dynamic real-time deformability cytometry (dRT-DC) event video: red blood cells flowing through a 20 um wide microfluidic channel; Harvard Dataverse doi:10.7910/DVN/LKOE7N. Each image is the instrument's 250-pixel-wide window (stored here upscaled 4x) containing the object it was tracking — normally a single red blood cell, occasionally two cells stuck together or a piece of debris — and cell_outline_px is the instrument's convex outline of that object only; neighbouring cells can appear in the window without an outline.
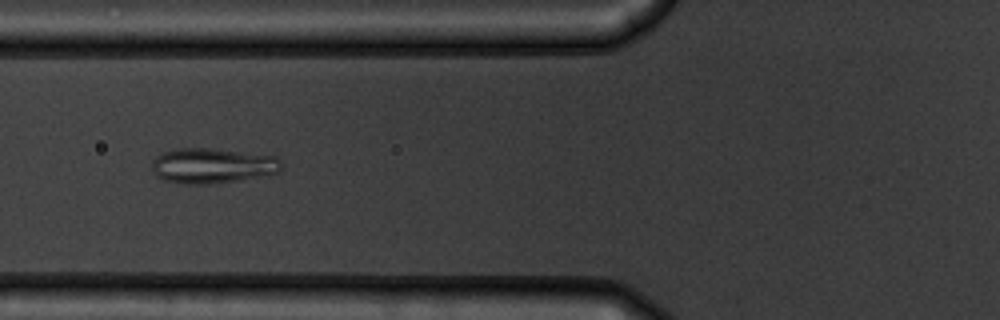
{"species": "common noctule bat (a hibernating species)", "species_latin": "Nyctalus noctula", "temperature_condition": "warm", "stored_images_in_passage": 46, "camera_frame_rate_fps": 3000, "um_per_image_px": 0.085, "animal": {"sex": "male", "body_mass_g": 19.5, "forearm_length_mm": 54.6}, "frame": {"image": 1, "passage_image": 13, "time_ms": 4.0, "image_size_px": [1000, 320], "cell_outline_px": [[280, 168], [276, 172], [240, 180], [212, 184], [184, 184], [164, 180], [156, 176], [152, 168], [152, 160], [156, 156], [164, 152], [180, 148], [208, 148], [276, 156], [280, 160]], "centroid_in_image_um": [17.99, 14.09], "position_along_channel_um": 107.8, "area_um2": 26.3}}
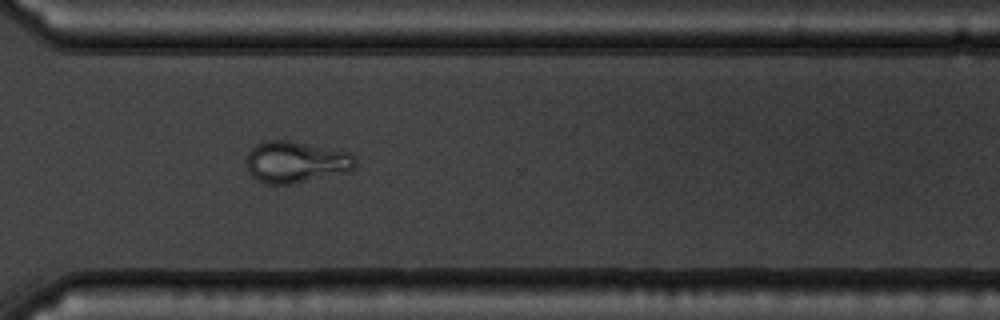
{"frame": {"image": 2, "passage_image": 32, "time_ms": 10.333, "image_size_px": [1000, 320], "cell_outline_px": [[356, 164], [348, 172], [292, 184], [268, 184], [252, 176], [244, 160], [248, 152], [256, 144], [268, 140], [288, 140], [348, 152], [356, 160]], "centroid_in_image_um": [25.12, 13.77], "position_along_channel_um": 345.5, "area_um2": 26.24}}
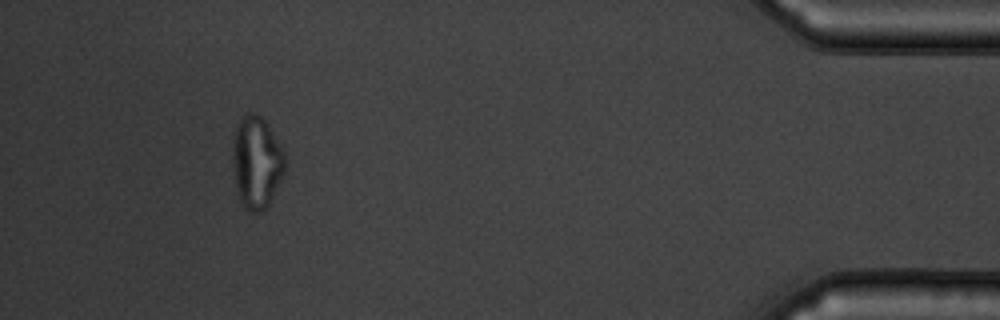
{"frame": {"image": 3, "passage_image": 42, "time_ms": 13.667, "image_size_px": [1000, 320], "cell_outline_px": [[284, 172], [268, 208], [260, 212], [248, 212], [244, 208], [240, 200], [236, 188], [232, 160], [232, 140], [236, 124], [248, 112], [252, 112], [260, 116], [264, 120], [284, 152]], "centroid_in_image_um": [21.78, 13.83], "position_along_channel_um": 413.4, "area_um2": 28.15}}